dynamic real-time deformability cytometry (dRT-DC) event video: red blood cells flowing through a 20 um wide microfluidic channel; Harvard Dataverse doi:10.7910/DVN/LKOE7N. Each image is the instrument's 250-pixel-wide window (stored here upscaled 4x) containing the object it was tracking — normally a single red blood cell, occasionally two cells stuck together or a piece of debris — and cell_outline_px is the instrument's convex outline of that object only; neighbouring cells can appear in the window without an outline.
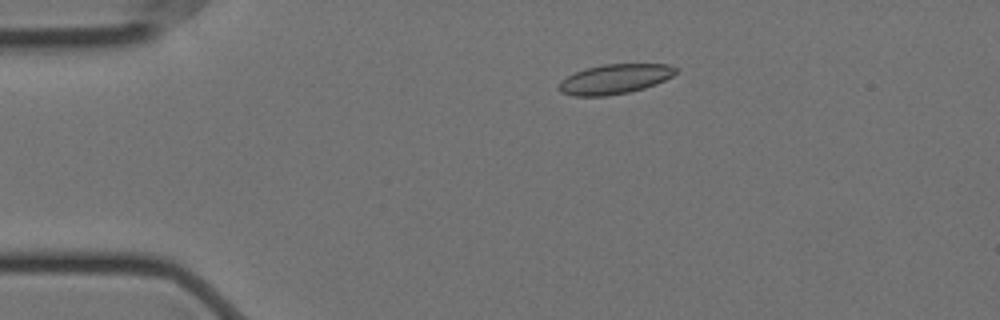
{"species": "Egyptian fruit bat (a non-hibernating species)", "species_latin": "Rousettus aegyptiacus", "temperature_condition": "cold", "stored_images_in_passage": 4, "camera_frame_rate_fps": 3000, "um_per_image_px": 0.085, "animal": {"sex": "female"}, "frame": {"image": 1, "passage_image": 4, "time_ms": 1.0, "image_size_px": [1000, 320], "cell_outline_px": [[676, 72], [672, 76], [656, 84], [644, 88], [628, 92], [604, 96], [572, 96], [560, 92], [556, 88], [560, 80], [576, 72], [588, 68], [604, 64], [668, 64], [676, 68]], "centroid_in_image_um": [52.21, 6.73], "position_along_channel_um": 32.8, "area_um2": 20.17}}